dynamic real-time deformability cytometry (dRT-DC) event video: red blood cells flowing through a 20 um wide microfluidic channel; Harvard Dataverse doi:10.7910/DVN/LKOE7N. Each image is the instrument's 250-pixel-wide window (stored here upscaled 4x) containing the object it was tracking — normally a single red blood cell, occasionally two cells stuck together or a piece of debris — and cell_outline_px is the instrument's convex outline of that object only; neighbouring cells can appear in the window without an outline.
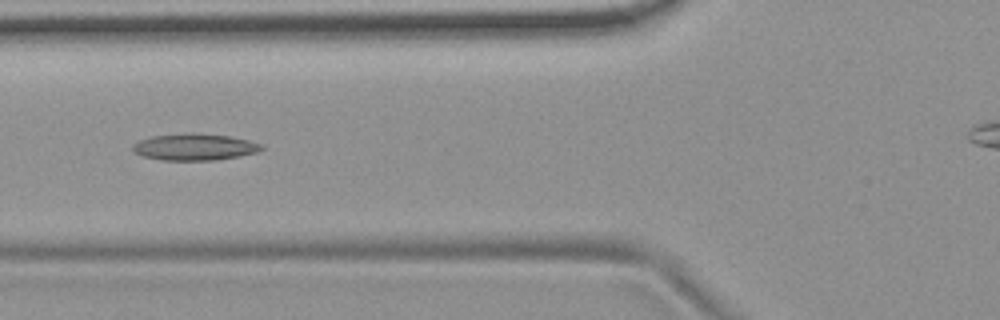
{"species": "common noctule bat (a hibernating species)", "species_latin": "Nyctalus noctula", "temperature_condition": "room temperature", "stored_images_in_passage": 9, "camera_frame_rate_fps": 3000, "um_per_image_px": 0.085, "animal": {"sex": "female", "body_mass_g": 19.9}, "frame": {"image": 1, "passage_image": 6, "time_ms": 6.0, "image_size_px": [1000, 320], "cell_outline_px": [[264, 148], [256, 152], [240, 156], [216, 160], [160, 160], [144, 156], [136, 152], [132, 148], [132, 144], [140, 140], [152, 136], [184, 132], [196, 132], [228, 136], [248, 140], [264, 144]], "centroid_in_image_um": [16.55, 12.48], "position_along_channel_um": 109.2, "area_um2": 20.17}}
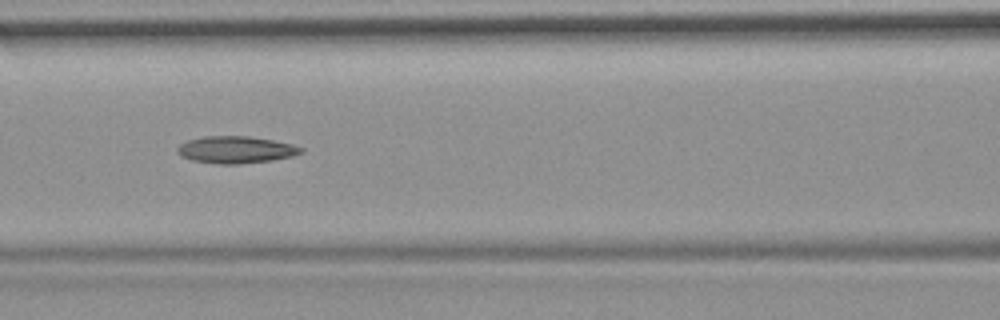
{"frame": {"image": 2, "passage_image": 7, "time_ms": 7.0, "image_size_px": [1000, 320], "cell_outline_px": [[304, 152], [292, 156], [272, 160], [240, 164], [216, 164], [192, 160], [180, 156], [176, 152], [176, 148], [180, 144], [188, 140], [204, 136], [248, 136], [272, 140], [292, 144], [304, 148]], "centroid_in_image_um": [20.03, 12.73], "position_along_channel_um": 146.6, "area_um2": 19.59}}
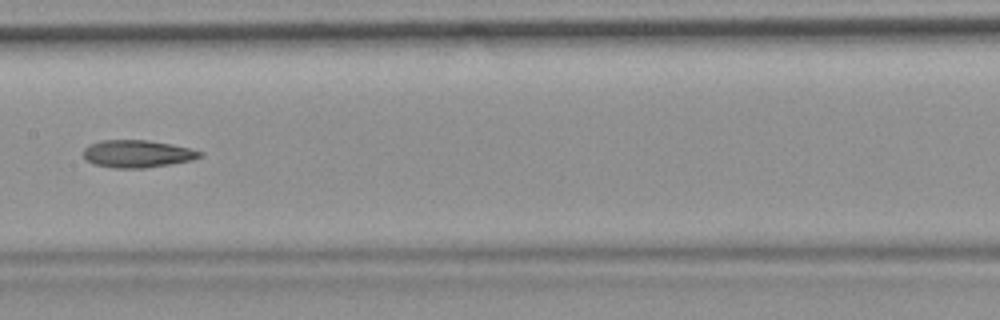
{"frame": {"image": 3, "passage_image": 8, "time_ms": 8.333, "image_size_px": [1000, 320], "cell_outline_px": [[204, 156], [192, 160], [144, 168], [112, 168], [92, 164], [84, 156], [84, 148], [88, 144], [100, 140], [148, 140], [188, 148], [204, 152]], "centroid_in_image_um": [11.65, 13.07], "position_along_channel_um": 195.8, "area_um2": 18.61}}